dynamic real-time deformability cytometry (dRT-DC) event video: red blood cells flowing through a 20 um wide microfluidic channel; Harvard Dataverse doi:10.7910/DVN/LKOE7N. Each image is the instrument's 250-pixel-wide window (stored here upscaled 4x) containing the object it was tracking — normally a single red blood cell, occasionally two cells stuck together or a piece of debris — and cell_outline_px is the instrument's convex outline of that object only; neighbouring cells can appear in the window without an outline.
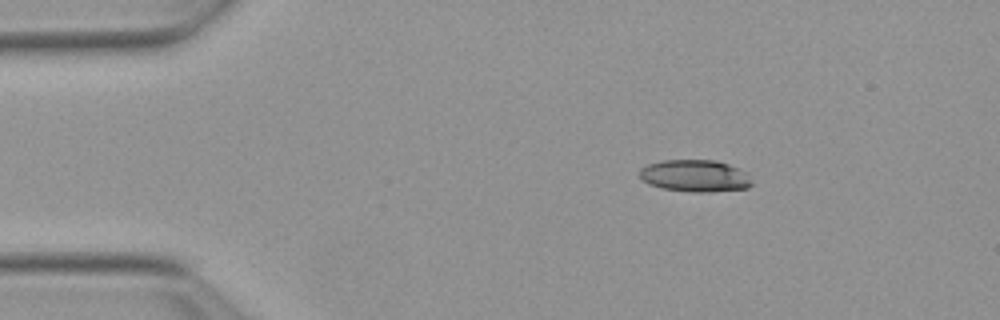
{"species": "Egyptian fruit bat (a non-hibernating species)", "species_latin": "Rousettus aegyptiacus", "temperature_condition": "warm", "stored_images_in_passage": 45, "camera_frame_rate_fps": 3000, "um_per_image_px": 0.085, "animal": {"sex": "female"}, "frame": {"image": 1, "passage_image": 1, "time_ms": 0.0, "image_size_px": [1000, 320], "cell_outline_px": [[752, 184], [748, 188], [712, 192], [692, 192], [660, 188], [648, 184], [640, 176], [640, 168], [648, 164], [664, 160], [716, 160], [728, 164], [748, 172], [752, 180]], "centroid_in_image_um": [59.11, 14.95], "position_along_channel_um": 25.9, "area_um2": 21.15}}
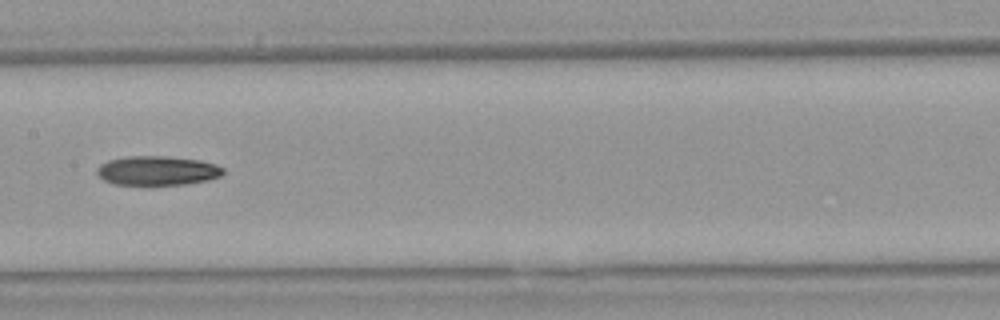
{"frame": {"image": 2, "passage_image": 19, "time_ms": 6.0, "image_size_px": [1000, 320], "cell_outline_px": [[224, 172], [220, 176], [208, 180], [188, 184], [116, 184], [104, 180], [96, 172], [96, 168], [100, 164], [108, 160], [128, 156], [168, 156], [200, 160], [216, 164], [224, 168]], "centroid_in_image_um": [13.39, 14.49], "position_along_channel_um": 194.0, "area_um2": 21.5}}
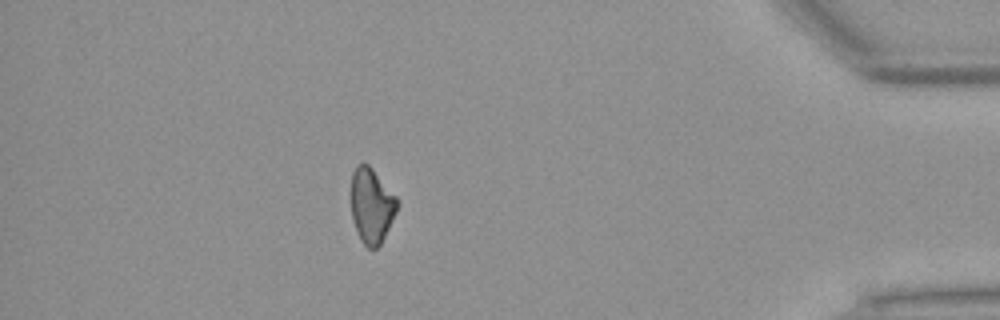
{"frame": {"image": 3, "passage_image": 39, "time_ms": 12.667, "image_size_px": [1000, 320], "cell_outline_px": [[400, 204], [380, 244], [376, 248], [368, 248], [360, 240], [352, 220], [352, 172], [356, 164], [368, 164], [372, 168], [396, 196]], "centroid_in_image_um": [31.58, 17.47], "position_along_channel_um": 403.6, "area_um2": 20.0}}